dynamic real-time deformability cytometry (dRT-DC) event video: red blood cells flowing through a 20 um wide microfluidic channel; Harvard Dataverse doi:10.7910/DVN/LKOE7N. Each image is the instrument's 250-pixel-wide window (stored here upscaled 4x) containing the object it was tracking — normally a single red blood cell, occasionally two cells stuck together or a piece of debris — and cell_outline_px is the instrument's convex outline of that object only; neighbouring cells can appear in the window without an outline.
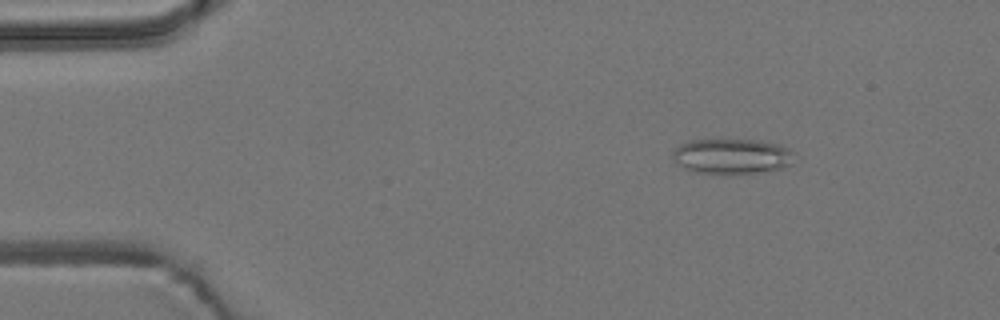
{"species": "common noctule bat (a hibernating species)", "species_latin": "Nyctalus noctula", "temperature_condition": "room temperature", "stored_images_in_passage": 7, "camera_frame_rate_fps": 3000, "um_per_image_px": 0.085, "animal": {"sex": "male", "body_mass_g": 19.2, "forearm_length_mm": 51.8}, "frame": {"image": 1, "passage_image": 2, "time_ms": 0.333, "image_size_px": [1000, 320], "cell_outline_px": [[796, 152], [792, 164], [780, 168], [756, 172], [692, 172], [684, 168], [672, 156], [672, 152], [680, 144], [688, 140], [752, 140], [776, 144], [788, 148]], "centroid_in_image_um": [62.22, 13.26], "position_along_channel_um": 22.8, "area_um2": 24.39}}
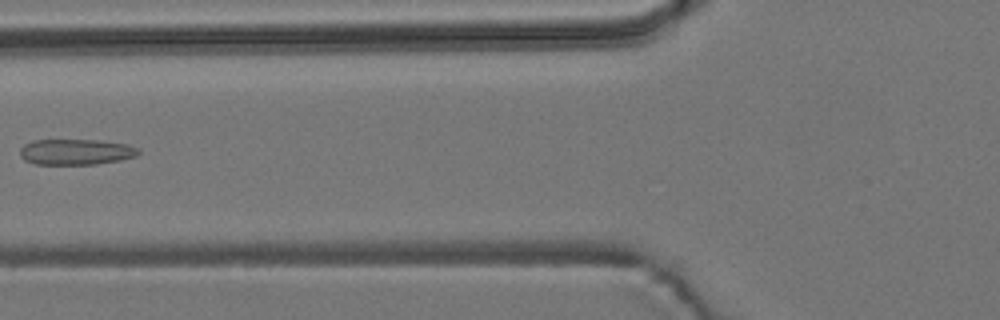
{"frame": {"image": 2, "passage_image": 6, "time_ms": 1.667, "image_size_px": [1000, 320], "cell_outline_px": [[140, 152], [136, 156], [120, 160], [96, 164], [36, 164], [24, 160], [20, 156], [20, 148], [24, 144], [32, 140], [100, 140], [128, 144], [140, 148]], "centroid_in_image_um": [6.47, 12.9], "position_along_channel_um": 119.3, "area_um2": 17.92}}
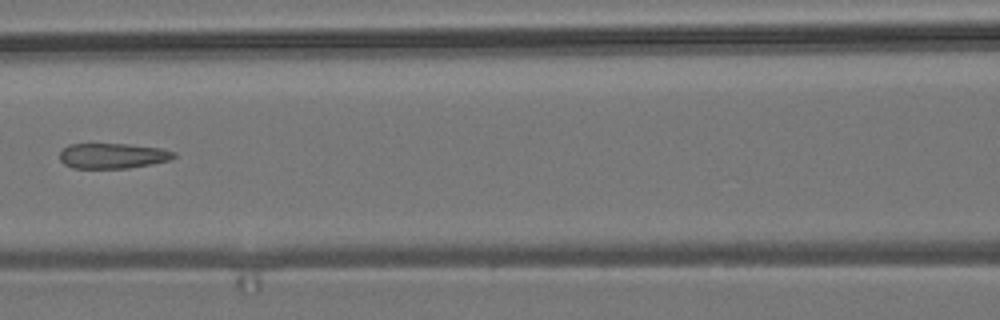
{"frame": {"image": 3, "passage_image": 7, "time_ms": 2.0, "image_size_px": [1000, 320], "cell_outline_px": [[176, 156], [172, 160], [152, 164], [128, 168], [72, 168], [64, 164], [60, 160], [60, 152], [68, 144], [128, 144], [160, 148], [176, 152]], "centroid_in_image_um": [9.6, 13.25], "position_along_channel_um": 157.0, "area_um2": 16.94}}